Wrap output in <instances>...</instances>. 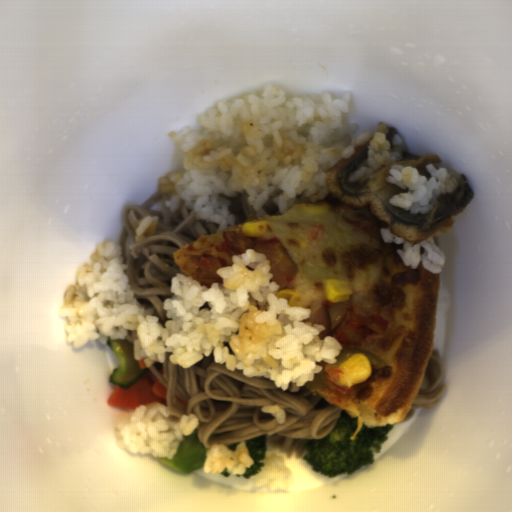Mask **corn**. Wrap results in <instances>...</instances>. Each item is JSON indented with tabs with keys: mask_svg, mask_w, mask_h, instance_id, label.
<instances>
[{
	"mask_svg": "<svg viewBox=\"0 0 512 512\" xmlns=\"http://www.w3.org/2000/svg\"><path fill=\"white\" fill-rule=\"evenodd\" d=\"M339 369L348 384L364 382L372 373L371 363L363 353L353 354Z\"/></svg>",
	"mask_w": 512,
	"mask_h": 512,
	"instance_id": "51d56268",
	"label": "corn"
},
{
	"mask_svg": "<svg viewBox=\"0 0 512 512\" xmlns=\"http://www.w3.org/2000/svg\"><path fill=\"white\" fill-rule=\"evenodd\" d=\"M325 297L329 302L343 303L350 299L352 290L348 285L347 280L340 278H328L324 286Z\"/></svg>",
	"mask_w": 512,
	"mask_h": 512,
	"instance_id": "f1292c28",
	"label": "corn"
},
{
	"mask_svg": "<svg viewBox=\"0 0 512 512\" xmlns=\"http://www.w3.org/2000/svg\"><path fill=\"white\" fill-rule=\"evenodd\" d=\"M278 297H282L288 301L289 306L296 307V304L301 296V294L292 289H281L277 292Z\"/></svg>",
	"mask_w": 512,
	"mask_h": 512,
	"instance_id": "2b8c4276",
	"label": "corn"
},
{
	"mask_svg": "<svg viewBox=\"0 0 512 512\" xmlns=\"http://www.w3.org/2000/svg\"><path fill=\"white\" fill-rule=\"evenodd\" d=\"M302 207L304 210L310 214L324 215L330 210V206L325 202H315V203H303Z\"/></svg>",
	"mask_w": 512,
	"mask_h": 512,
	"instance_id": "cfcad685",
	"label": "corn"
},
{
	"mask_svg": "<svg viewBox=\"0 0 512 512\" xmlns=\"http://www.w3.org/2000/svg\"><path fill=\"white\" fill-rule=\"evenodd\" d=\"M264 222L250 221L242 224L241 234L247 238H259L265 232Z\"/></svg>",
	"mask_w": 512,
	"mask_h": 512,
	"instance_id": "5cfa1b94",
	"label": "corn"
}]
</instances>
